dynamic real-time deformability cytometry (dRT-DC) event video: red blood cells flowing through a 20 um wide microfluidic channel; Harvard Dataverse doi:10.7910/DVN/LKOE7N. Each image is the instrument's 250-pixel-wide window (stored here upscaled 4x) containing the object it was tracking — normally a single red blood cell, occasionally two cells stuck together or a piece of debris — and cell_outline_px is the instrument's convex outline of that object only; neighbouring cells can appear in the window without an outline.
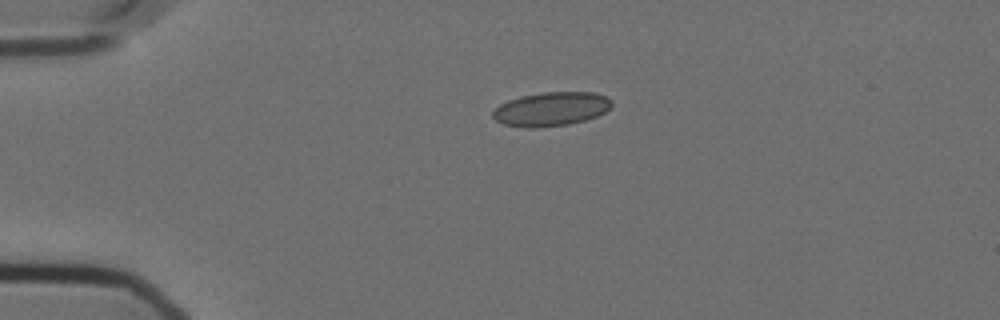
{"species": "Egyptian fruit bat (a non-hibernating species)", "species_latin": "Rousettus aegyptiacus", "temperature_condition": "cold", "stored_images_in_passage": 14, "camera_frame_rate_fps": 3000, "um_per_image_px": 0.085, "animal": {"sex": "female"}, "frame": {"image": 1, "passage_image": 1, "time_ms": 0.0, "image_size_px": [1000, 320], "cell_outline_px": [[612, 104], [604, 112], [596, 116], [584, 120], [568, 124], [532, 128], [528, 128], [504, 124], [496, 120], [492, 116], [492, 112], [500, 104], [508, 100], [520, 96], [544, 92], [592, 92], [608, 96], [612, 100]], "centroid_in_image_um": [46.84, 9.25], "position_along_channel_um": 38.2, "area_um2": 23.41}}
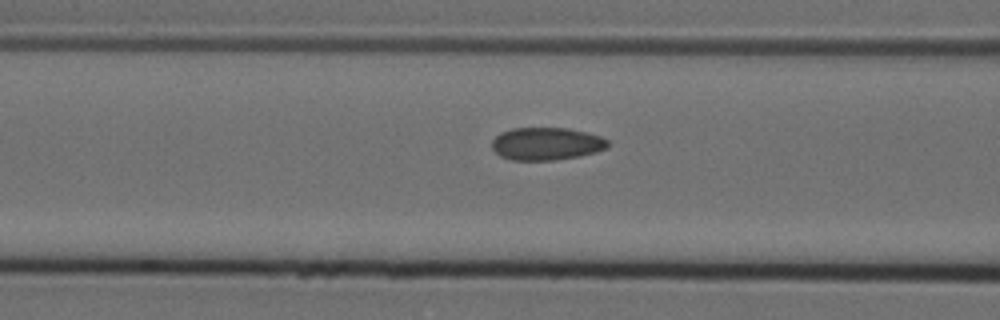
{"frame": {"image": 2, "passage_image": 11, "time_ms": 3.333, "image_size_px": [1000, 320], "cell_outline_px": [[608, 148], [596, 152], [580, 156], [556, 160], [512, 160], [500, 156], [492, 148], [492, 140], [500, 132], [512, 128], [568, 128], [600, 136], [608, 140]], "centroid_in_image_um": [46.44, 12.22], "position_along_channel_um": 120.2, "area_um2": 22.14}}
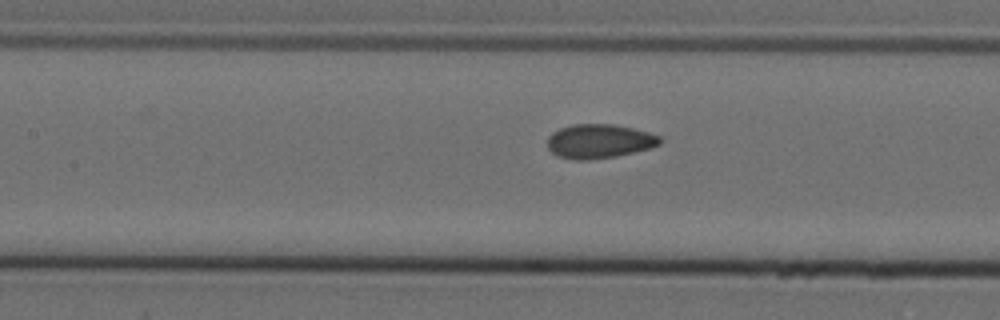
{"frame": {"image": 3, "passage_image": 14, "time_ms": 4.333, "image_size_px": [1000, 320], "cell_outline_px": [[664, 140], [660, 144], [652, 148], [616, 156], [588, 160], [576, 160], [556, 156], [548, 148], [548, 136], [552, 132], [560, 128], [572, 124], [612, 124], [632, 128], [648, 132], [660, 136]], "centroid_in_image_um": [50.94, 12.0], "position_along_channel_um": 156.5, "area_um2": 22.54}}